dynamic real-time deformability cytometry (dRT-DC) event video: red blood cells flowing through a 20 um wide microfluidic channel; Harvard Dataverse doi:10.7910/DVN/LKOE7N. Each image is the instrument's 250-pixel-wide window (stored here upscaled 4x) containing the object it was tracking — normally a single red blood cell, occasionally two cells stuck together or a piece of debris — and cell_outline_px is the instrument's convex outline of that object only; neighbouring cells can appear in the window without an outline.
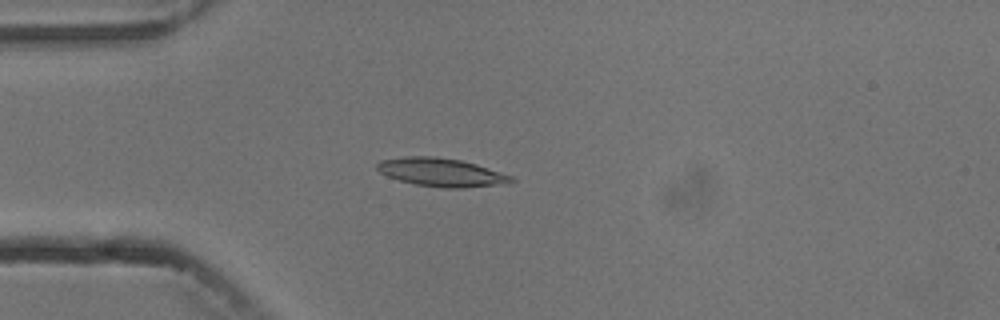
{"species": "common noctule bat (a hibernating species)", "species_latin": "Nyctalus noctula", "temperature_condition": "cold", "stored_images_in_passage": 5, "camera_frame_rate_fps": 3000, "um_per_image_px": 0.085, "animal": {"sex": "male", "body_mass_g": 13.3}, "frame": {"image": 1, "passage_image": 5, "time_ms": 4.333, "image_size_px": [1000, 320], "cell_outline_px": [[516, 180], [508, 184], [464, 188], [444, 188], [416, 184], [400, 180], [388, 176], [380, 172], [376, 168], [376, 164], [380, 160], [404, 156], [436, 156], [460, 160], [476, 164], [512, 176]], "centroid_in_image_um": [37.53, 14.65], "position_along_channel_um": 47.5, "area_um2": 22.25}}